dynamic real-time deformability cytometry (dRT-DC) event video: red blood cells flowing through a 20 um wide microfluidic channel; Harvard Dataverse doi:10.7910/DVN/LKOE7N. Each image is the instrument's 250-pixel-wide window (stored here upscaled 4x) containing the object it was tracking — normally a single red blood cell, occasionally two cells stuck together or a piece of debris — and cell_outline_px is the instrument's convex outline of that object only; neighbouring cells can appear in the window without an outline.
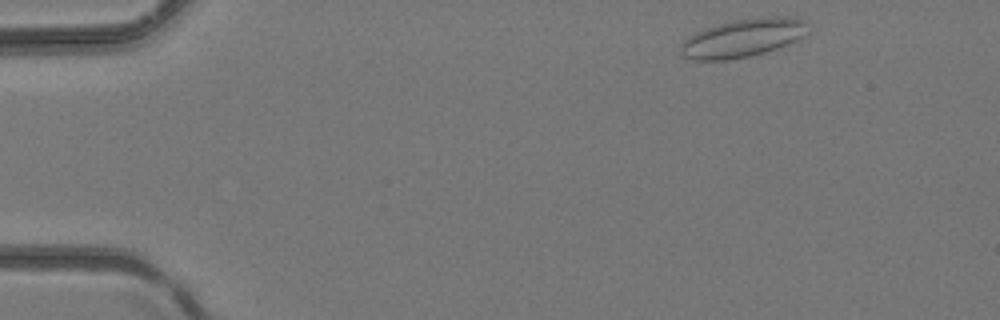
{"species": "common noctule bat (a hibernating species)", "species_latin": "Nyctalus noctula", "temperature_condition": "room temperature", "stored_images_in_passage": 38, "camera_frame_rate_fps": 3000, "um_per_image_px": 0.085, "animal": {"sex": "female", "body_mass_g": 24.6, "forearm_length_mm": 56.2}, "frame": {"image": 1, "passage_image": 1, "time_ms": 0.0, "image_size_px": [1000, 320], "cell_outline_px": [[808, 32], [804, 36], [788, 44], [764, 52], [748, 56], [728, 60], [692, 60], [684, 56], [680, 52], [680, 44], [688, 36], [696, 32], [720, 24], [736, 20], [768, 16], [776, 16], [800, 20], [804, 24]], "centroid_in_image_um": [63.09, 3.25], "position_along_channel_um": 21.9, "area_um2": 27.74}}
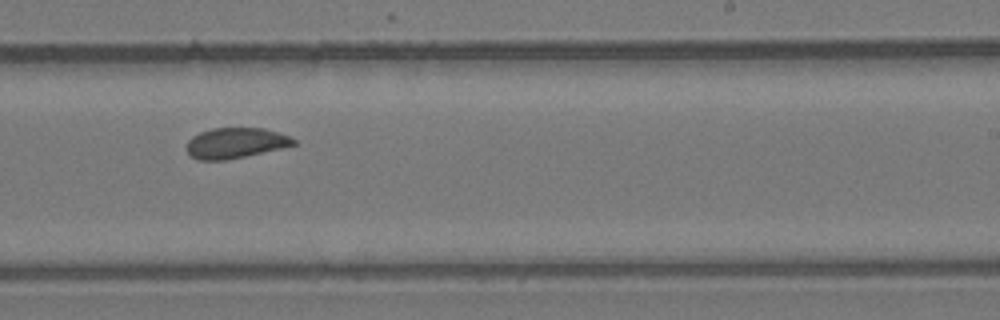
{"frame": {"image": 2, "passage_image": 22, "time_ms": 7.0, "image_size_px": [1000, 320], "cell_outline_px": [[296, 144], [284, 148], [228, 160], [200, 160], [192, 156], [188, 152], [188, 140], [192, 136], [200, 132], [212, 128], [264, 128], [288, 136], [296, 140]], "centroid_in_image_um": [20.04, 12.16], "position_along_channel_um": 269.0, "area_um2": 18.96}}
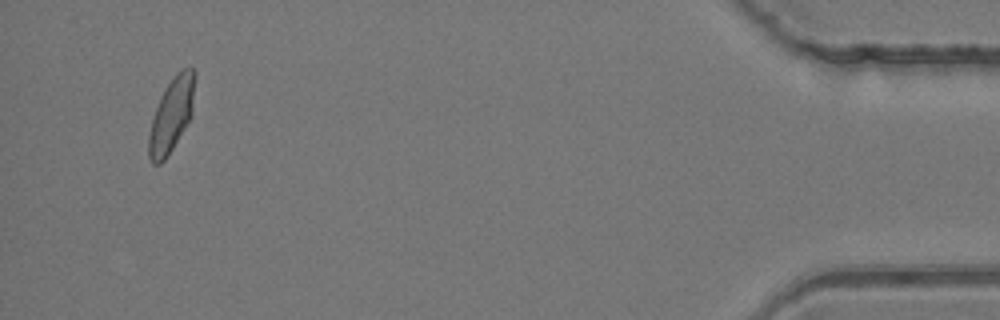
{"frame": {"image": 3, "passage_image": 36, "time_ms": 11.667, "image_size_px": [1000, 320], "cell_outline_px": [[196, 76], [192, 112], [184, 128], [172, 148], [164, 160], [160, 164], [152, 164], [148, 156], [148, 136], [152, 116], [160, 96], [164, 88], [172, 76], [180, 68], [192, 68], [196, 72]], "centroid_in_image_um": [14.56, 9.71], "position_along_channel_um": 420.6, "area_um2": 20.06}}